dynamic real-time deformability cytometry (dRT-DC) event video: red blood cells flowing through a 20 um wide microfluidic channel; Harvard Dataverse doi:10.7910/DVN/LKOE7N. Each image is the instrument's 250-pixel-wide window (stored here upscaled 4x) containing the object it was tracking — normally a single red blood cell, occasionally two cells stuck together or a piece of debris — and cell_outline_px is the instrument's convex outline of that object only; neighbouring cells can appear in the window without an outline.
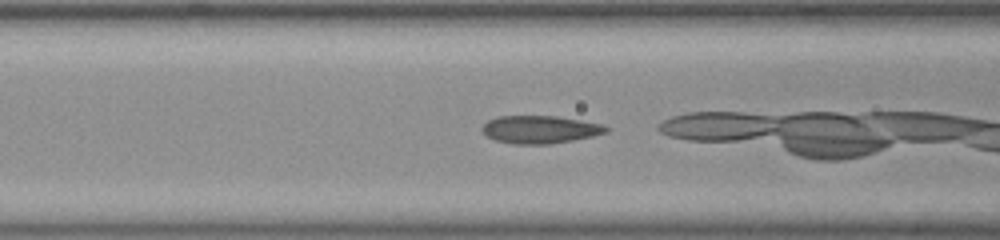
{"species": "common noctule bat (a hibernating species)", "species_latin": "Nyctalus noctula", "temperature_condition": "room temperature", "stored_images_in_passage": 33, "camera_frame_rate_fps": 3000, "um_per_image_px": 0.085, "animal": {"sex": "female", "body_mass_g": 23.0, "forearm_length_mm": 53.4}, "frame": {"image": 1, "passage_image": 14, "time_ms": 4.333, "image_size_px": [1000, 240], "cell_outline_px": [[608, 132], [592, 136], [572, 140], [548, 144], [512, 144], [496, 140], [488, 136], [480, 128], [488, 120], [496, 116], [556, 116], [604, 124], [608, 128]], "centroid_in_image_um": [45.9, 11.0], "position_along_channel_um": 120.7, "area_um2": 20.0}}
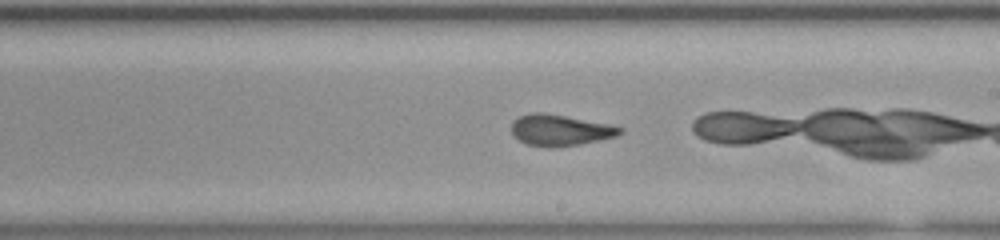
{"frame": {"image": 2, "passage_image": 23, "time_ms": 7.333, "image_size_px": [1000, 240], "cell_outline_px": [[624, 132], [616, 136], [580, 144], [528, 144], [520, 140], [512, 132], [512, 120], [520, 116], [532, 112], [544, 112], [608, 124], [624, 128]], "centroid_in_image_um": [47.64, 11.0], "position_along_channel_um": 241.4, "area_um2": 18.79}}
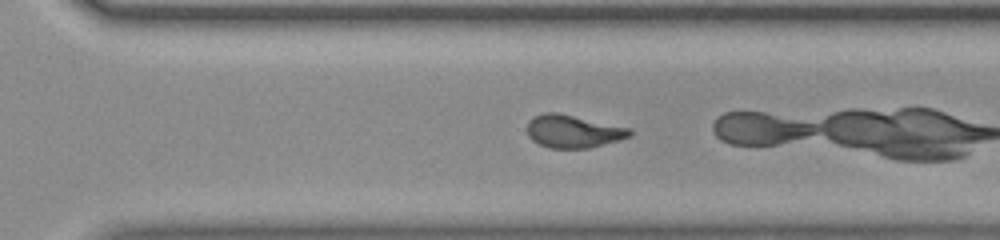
{"frame": {"image": 3, "passage_image": 29, "time_ms": 9.333, "image_size_px": [1000, 240], "cell_outline_px": [[632, 136], [588, 148], [552, 148], [540, 144], [532, 140], [528, 136], [528, 120], [544, 112], [556, 112], [632, 128]], "centroid_in_image_um": [48.73, 11.16], "position_along_channel_um": 321.9, "area_um2": 19.48}}